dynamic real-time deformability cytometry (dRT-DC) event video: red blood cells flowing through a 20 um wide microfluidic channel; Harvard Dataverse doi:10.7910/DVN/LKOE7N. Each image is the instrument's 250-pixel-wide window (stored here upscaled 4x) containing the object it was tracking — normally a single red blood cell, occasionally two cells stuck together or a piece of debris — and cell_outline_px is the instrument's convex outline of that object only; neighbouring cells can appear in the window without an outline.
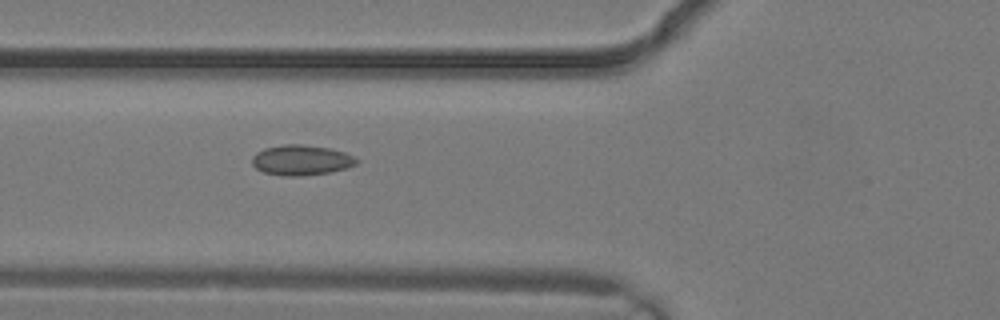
{"species": "common noctule bat (a hibernating species)", "species_latin": "Nyctalus noctula", "temperature_condition": "warm", "stored_images_in_passage": 3, "camera_frame_rate_fps": 3000, "um_per_image_px": 0.085, "animal": {"sex": "male", "body_mass_g": 19.2, "forearm_length_mm": 51.8}, "frame": {"image": 1, "passage_image": 3, "time_ms": 0.667, "image_size_px": [1000, 320], "cell_outline_px": [[360, 160], [356, 164], [348, 168], [332, 172], [300, 176], [284, 176], [264, 172], [256, 168], [252, 164], [252, 156], [256, 152], [264, 148], [284, 144], [304, 144], [328, 148], [344, 152]], "centroid_in_image_um": [25.61, 13.61], "position_along_channel_um": 100.2, "area_um2": 18.55}}